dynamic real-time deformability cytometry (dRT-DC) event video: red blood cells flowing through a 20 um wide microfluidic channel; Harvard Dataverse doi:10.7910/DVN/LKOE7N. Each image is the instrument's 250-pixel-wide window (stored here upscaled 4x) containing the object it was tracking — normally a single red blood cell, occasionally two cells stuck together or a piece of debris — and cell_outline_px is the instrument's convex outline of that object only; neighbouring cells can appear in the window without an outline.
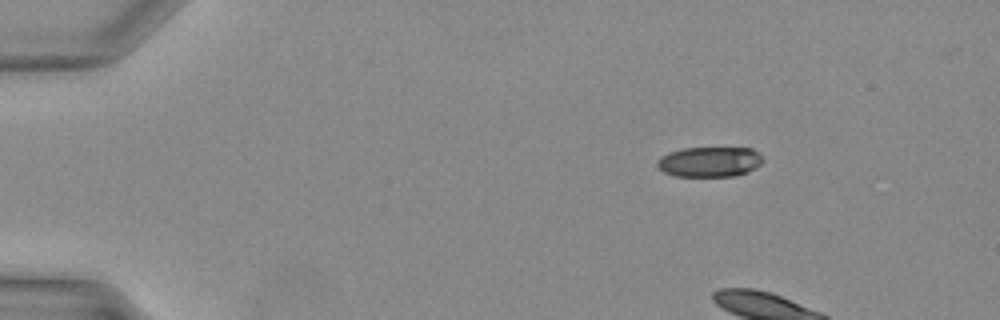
{"species": "Egyptian fruit bat (a non-hibernating species)", "species_latin": "Rousettus aegyptiacus", "temperature_condition": "warm", "stored_images_in_passage": 4, "camera_frame_rate_fps": 3000, "um_per_image_px": 0.085, "animal": {"sex": "female"}, "frame": {"image": 1, "passage_image": 1, "time_ms": 0.0, "image_size_px": [1000, 320], "cell_outline_px": [[764, 160], [760, 164], [748, 172], [736, 176], [676, 176], [664, 172], [656, 164], [656, 160], [660, 156], [668, 152], [684, 148], [752, 148]], "centroid_in_image_um": [60.29, 13.75], "position_along_channel_um": 24.7, "area_um2": 18.55}}